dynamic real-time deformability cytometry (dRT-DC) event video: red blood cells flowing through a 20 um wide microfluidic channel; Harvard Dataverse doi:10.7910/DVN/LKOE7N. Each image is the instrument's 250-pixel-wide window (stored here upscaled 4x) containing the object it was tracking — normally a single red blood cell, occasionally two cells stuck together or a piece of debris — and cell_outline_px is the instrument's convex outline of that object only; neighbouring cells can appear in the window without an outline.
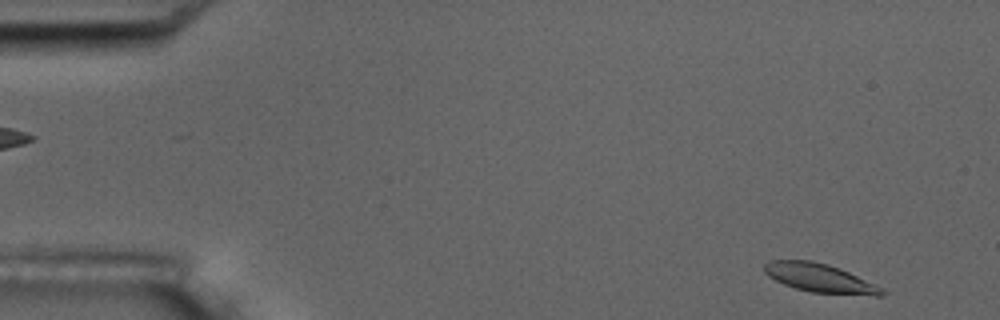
{"species": "common noctule bat (a hibernating species)", "species_latin": "Nyctalus noctula", "temperature_condition": "room temperature", "stored_images_in_passage": 2, "camera_frame_rate_fps": 3000, "um_per_image_px": 0.085, "animal": {"sex": "male", "body_mass_g": 17.5, "forearm_length_mm": 52.3}, "frame": {"image": 1, "passage_image": 2, "time_ms": 1.0, "image_size_px": [1000, 320], "cell_outline_px": [[888, 292], [884, 296], [876, 296], [812, 292], [796, 288], [784, 284], [768, 276], [764, 272], [764, 264], [768, 260], [812, 260], [828, 264], [840, 268], [884, 288]], "centroid_in_image_um": [69.73, 23.63], "position_along_channel_um": 15.3, "area_um2": 19.83}}